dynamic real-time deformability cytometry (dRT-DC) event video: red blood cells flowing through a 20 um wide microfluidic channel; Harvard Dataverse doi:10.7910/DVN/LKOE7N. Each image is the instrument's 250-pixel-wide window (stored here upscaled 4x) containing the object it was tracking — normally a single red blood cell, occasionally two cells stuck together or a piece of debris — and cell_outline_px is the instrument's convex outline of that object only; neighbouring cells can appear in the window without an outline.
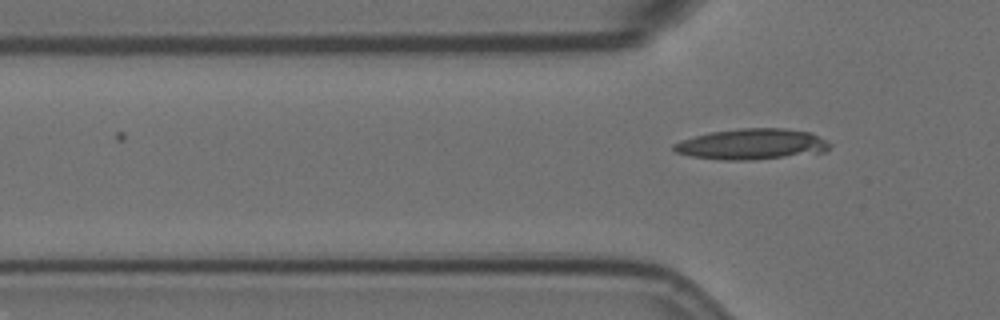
{"species": "Egyptian fruit bat (a non-hibernating species)", "species_latin": "Rousettus aegyptiacus", "temperature_condition": "room temperature", "stored_images_in_passage": 5, "camera_frame_rate_fps": 3000, "um_per_image_px": 0.085, "animal": {"sex": "female"}, "frame": {"image": 1, "passage_image": 5, "time_ms": 4.667, "image_size_px": [1000, 320], "cell_outline_px": [[832, 144], [828, 152], [752, 160], [720, 160], [692, 156], [676, 152], [672, 148], [672, 144], [680, 140], [712, 132], [740, 128], [784, 128], [812, 132]], "centroid_in_image_um": [63.95, 12.26], "position_along_channel_um": 61.8, "area_um2": 28.15}}